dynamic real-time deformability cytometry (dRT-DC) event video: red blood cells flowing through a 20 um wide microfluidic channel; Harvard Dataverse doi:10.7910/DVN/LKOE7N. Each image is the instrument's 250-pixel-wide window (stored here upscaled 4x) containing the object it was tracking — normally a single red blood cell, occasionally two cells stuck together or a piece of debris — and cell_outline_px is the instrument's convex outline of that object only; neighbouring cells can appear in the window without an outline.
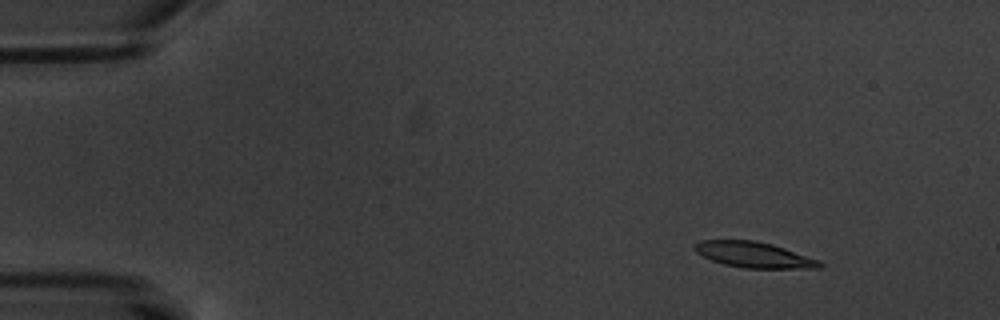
{"species": "common noctule bat (a hibernating species)", "species_latin": "Nyctalus noctula", "temperature_condition": "warm", "stored_images_in_passage": 7, "camera_frame_rate_fps": 3000, "um_per_image_px": 0.085, "animal": {"sex": "male", "body_mass_g": 20.1, "forearm_length_mm": 53.5}, "frame": {"image": 1, "passage_image": 3, "time_ms": 2.333, "image_size_px": [1000, 320], "cell_outline_px": [[824, 264], [820, 268], [744, 268], [724, 264], [712, 260], [696, 252], [692, 248], [692, 244], [700, 240], [756, 240], [772, 244], [820, 260]], "centroid_in_image_um": [64.06, 21.65], "position_along_channel_um": 20.9, "area_um2": 18.79}}
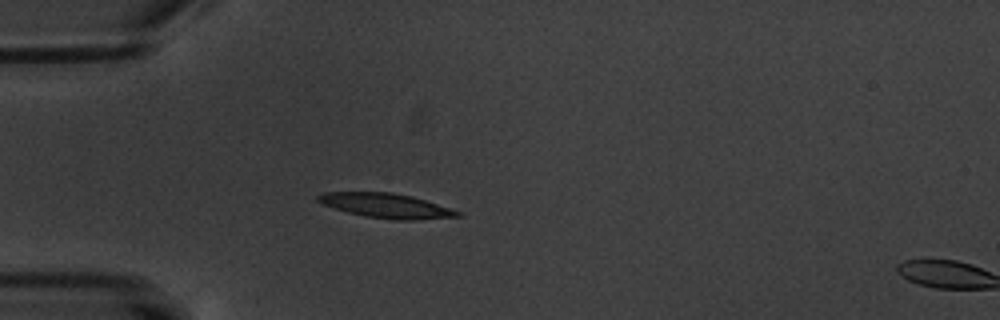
{"frame": {"image": 2, "passage_image": 6, "time_ms": 5.667, "image_size_px": [1000, 320], "cell_outline_px": [[460, 216], [416, 220], [396, 220], [364, 216], [348, 212], [320, 204], [316, 200], [316, 196], [324, 192], [392, 192], [412, 196], [460, 212]], "centroid_in_image_um": [32.74, 17.47], "position_along_channel_um": 52.3, "area_um2": 19.83}}